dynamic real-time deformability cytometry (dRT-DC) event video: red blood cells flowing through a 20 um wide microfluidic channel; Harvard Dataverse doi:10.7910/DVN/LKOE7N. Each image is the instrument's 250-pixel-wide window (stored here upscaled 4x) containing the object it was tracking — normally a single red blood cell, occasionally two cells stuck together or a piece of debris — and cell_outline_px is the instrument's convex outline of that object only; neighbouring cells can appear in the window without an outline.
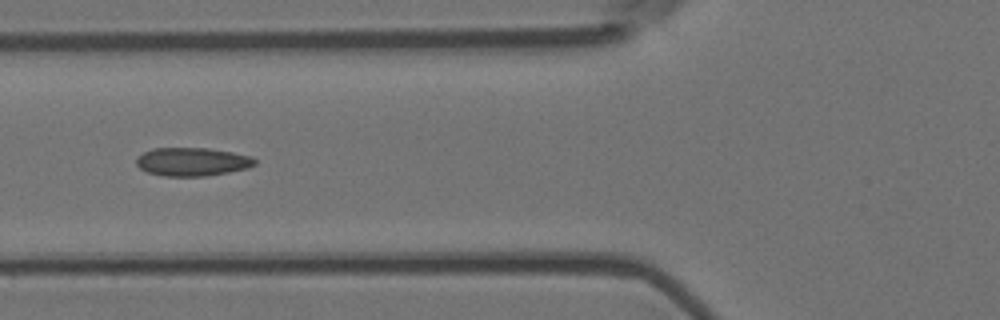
{"species": "Egyptian fruit bat (a non-hibernating species)", "species_latin": "Rousettus aegyptiacus", "temperature_condition": "room temperature", "stored_images_in_passage": 8, "camera_frame_rate_fps": 3000, "um_per_image_px": 0.085, "animal": {"sex": "female"}, "frame": {"image": 1, "passage_image": 6, "time_ms": 1.667, "image_size_px": [1000, 320], "cell_outline_px": [[256, 164], [248, 168], [228, 172], [204, 176], [164, 176], [148, 172], [140, 168], [136, 164], [136, 160], [144, 152], [152, 148], [208, 148], [232, 152], [252, 156], [256, 160]], "centroid_in_image_um": [16.36, 13.74], "position_along_channel_um": 109.4, "area_um2": 19.54}}
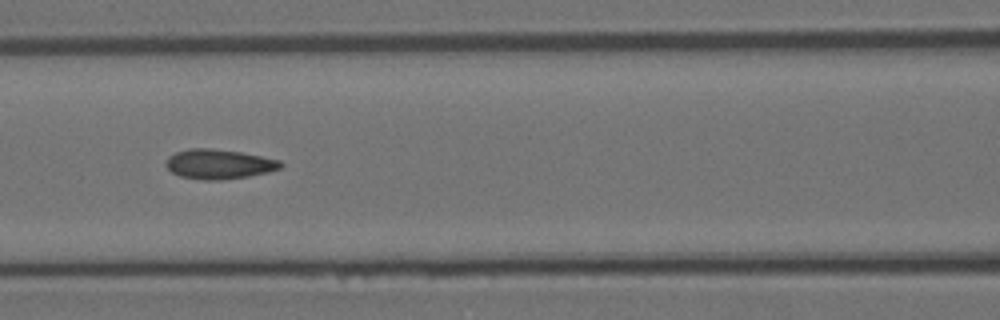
{"frame": {"image": 2, "passage_image": 7, "time_ms": 2.0, "image_size_px": [1000, 320], "cell_outline_px": [[284, 164], [280, 168], [268, 172], [248, 176], [220, 180], [204, 180], [180, 176], [172, 172], [164, 164], [168, 156], [176, 152], [188, 148], [208, 148], [240, 152], [280, 160]], "centroid_in_image_um": [18.58, 13.95], "position_along_channel_um": 148.0, "area_um2": 19.77}}
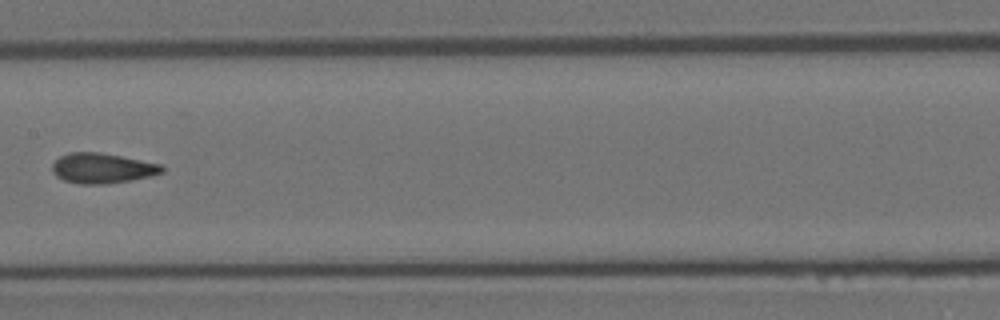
{"frame": {"image": 3, "passage_image": 8, "time_ms": 2.333, "image_size_px": [1000, 320], "cell_outline_px": [[164, 172], [152, 176], [104, 184], [80, 184], [64, 180], [56, 176], [52, 172], [52, 164], [60, 156], [68, 152], [100, 152], [160, 164], [164, 168]], "centroid_in_image_um": [8.66, 14.29], "position_along_channel_um": 198.7, "area_um2": 19.19}}